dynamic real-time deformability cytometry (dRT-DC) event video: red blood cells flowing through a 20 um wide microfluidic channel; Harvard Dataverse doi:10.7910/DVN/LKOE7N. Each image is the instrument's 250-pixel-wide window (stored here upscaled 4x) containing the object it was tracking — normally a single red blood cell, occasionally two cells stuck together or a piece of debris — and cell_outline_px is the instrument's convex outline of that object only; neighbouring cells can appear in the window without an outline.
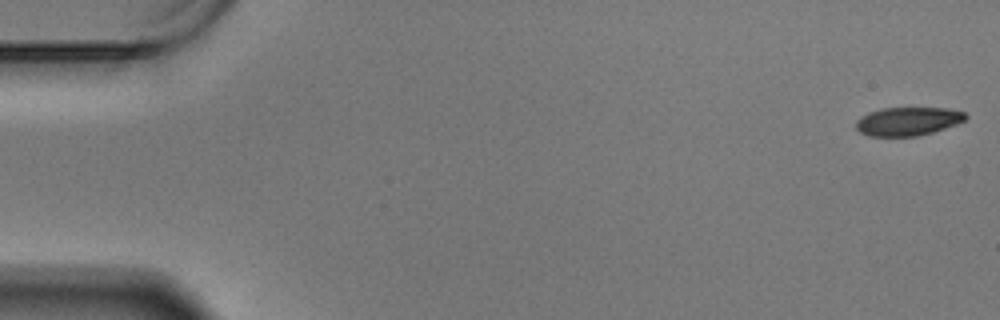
{"species": "Egyptian fruit bat (a non-hibernating species)", "species_latin": "Rousettus aegyptiacus", "temperature_condition": "warm", "stored_images_in_passage": 59, "camera_frame_rate_fps": 3000, "um_per_image_px": 0.085, "animal": {"sex": "male"}, "frame": {"image": 1, "passage_image": 1, "time_ms": 0.0, "image_size_px": [1000, 320], "cell_outline_px": [[968, 116], [964, 120], [956, 124], [932, 132], [916, 136], [868, 136], [860, 132], [856, 128], [856, 120], [860, 116], [868, 112], [880, 108], [948, 108], [964, 112]], "centroid_in_image_um": [77.13, 10.3], "position_along_channel_um": 7.9, "area_um2": 18.21}}
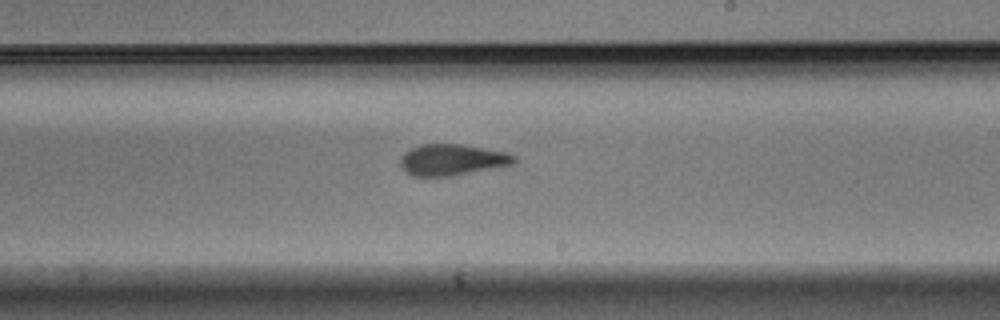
{"frame": {"image": 2, "passage_image": 35, "time_ms": 11.333, "image_size_px": [1000, 320], "cell_outline_px": [[516, 160], [512, 164], [452, 176], [412, 176], [400, 164], [400, 160], [404, 152], [420, 144], [460, 144], [508, 152], [516, 156]], "centroid_in_image_um": [38.43, 13.57], "position_along_channel_um": 250.6, "area_um2": 20.52}}
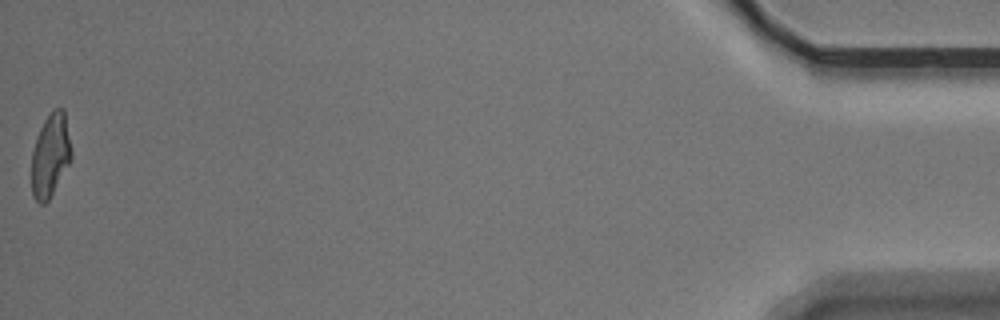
{"frame": {"image": 3, "passage_image": 59, "time_ms": 19.333, "image_size_px": [1000, 320], "cell_outline_px": [[72, 160], [48, 200], [44, 204], [40, 204], [32, 196], [32, 152], [36, 136], [44, 120], [56, 108], [64, 108], [72, 152]], "centroid_in_image_um": [4.29, 13.21], "position_along_channel_um": 430.9, "area_um2": 19.31}, "authors_computed_cell_mechanics": {"area_um2": 20.4612, "velocity_mm_per_s": 3.4461, "shape_relaxation_time_tau1_ms": null, "shape_relaxation_time_tau2_ms": 3.1423, "deformation_change_tau1": null, "deformation_change_tau2": 0.0993}}